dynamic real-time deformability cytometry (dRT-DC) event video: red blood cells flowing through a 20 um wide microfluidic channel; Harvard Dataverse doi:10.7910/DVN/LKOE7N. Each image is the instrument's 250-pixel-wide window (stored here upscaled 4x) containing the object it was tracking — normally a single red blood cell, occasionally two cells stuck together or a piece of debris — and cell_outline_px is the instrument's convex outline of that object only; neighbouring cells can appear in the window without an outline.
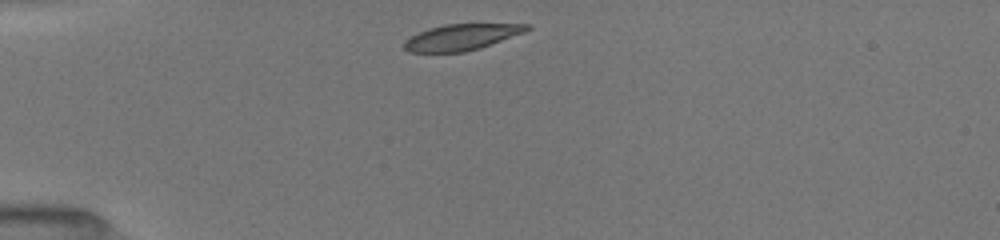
{"species": "common noctule bat (a hibernating species)", "species_latin": "Nyctalus noctula", "temperature_condition": "room temperature", "stored_images_in_passage": 38, "camera_frame_rate_fps": 3000, "um_per_image_px": 0.085, "animal": {"sex": "female", "body_mass_g": 19.5, "forearm_length_mm": 54.1}, "frame": {"image": 1, "passage_image": 1, "time_ms": 0.0, "image_size_px": [1000, 240], "cell_outline_px": [[532, 28], [524, 32], [480, 48], [464, 52], [408, 52], [404, 48], [404, 44], [412, 36], [428, 28], [444, 24], [532, 24]], "centroid_in_image_um": [39.26, 3.15], "position_along_channel_um": 45.7, "area_um2": 18.44}}
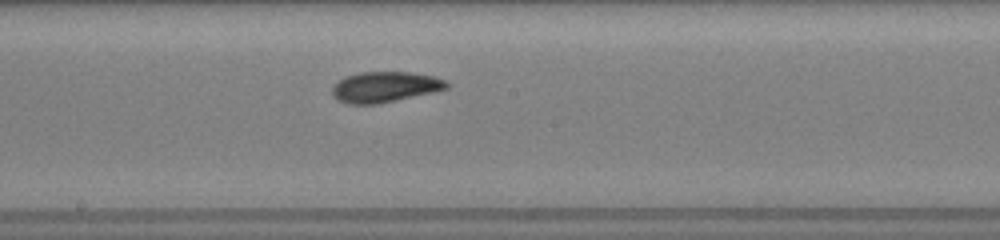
{"frame": {"image": 2, "passage_image": 16, "time_ms": 5.0, "image_size_px": [1000, 240], "cell_outline_px": [[448, 88], [432, 92], [376, 104], [348, 104], [336, 100], [332, 96], [332, 84], [344, 76], [360, 72], [412, 72], [432, 76], [444, 80], [448, 84]], "centroid_in_image_um": [32.63, 7.38], "position_along_channel_um": 215.6, "area_um2": 20.4}}
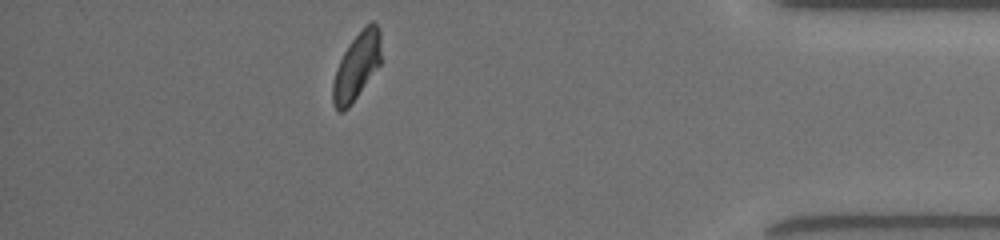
{"frame": {"image": 3, "passage_image": 33, "time_ms": 10.667, "image_size_px": [1000, 240], "cell_outline_px": [[380, 64], [348, 108], [344, 112], [340, 112], [332, 104], [332, 84], [336, 68], [348, 44], [372, 20], [376, 24], [380, 32]], "centroid_in_image_um": [30.29, 5.67], "position_along_channel_um": 404.9, "area_um2": 18.5}, "authors_computed_cell_mechanics": {"area_um2": 19.8254, "velocity_mm_per_s": 3.9946, "shape_relaxation_time_tau1_ms": 3.2378, "shape_relaxation_time_tau2_ms": 1.5367, "deformation_change_tau1": 0.1433, "deformation_change_tau2": 0.0676}}